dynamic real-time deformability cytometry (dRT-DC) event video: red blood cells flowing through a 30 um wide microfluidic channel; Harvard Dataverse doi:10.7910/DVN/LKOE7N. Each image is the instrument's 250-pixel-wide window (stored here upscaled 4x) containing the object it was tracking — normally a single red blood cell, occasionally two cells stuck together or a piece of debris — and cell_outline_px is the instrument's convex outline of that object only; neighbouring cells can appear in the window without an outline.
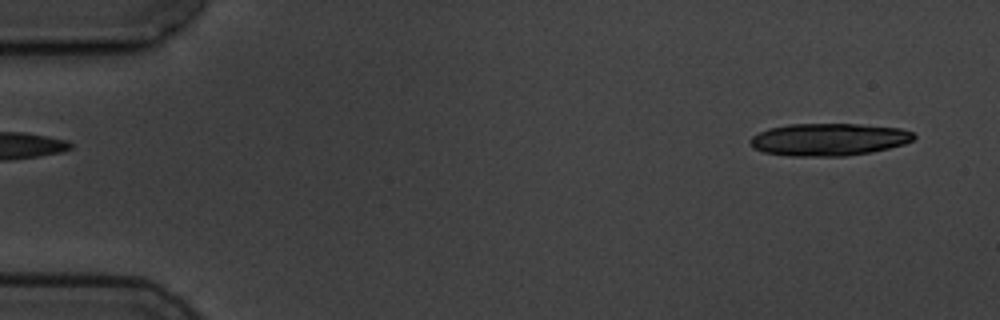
{"species": "common noctule bat (a hibernating species)", "species_latin": "Nyctalus noctula", "temperature_condition": "cold", "stored_images_in_passage": 5, "camera_frame_rate_fps": 3000, "um_per_image_px": 0.085, "animal": {"sex": "male", "body_mass_g": 19.5, "forearm_length_mm": 54.6}, "frame": {"image": 1, "passage_image": 1, "time_ms": 0.0, "image_size_px": [1000, 320], "cell_outline_px": [[916, 136], [912, 140], [904, 144], [872, 152], [844, 156], [788, 156], [764, 152], [752, 148], [748, 144], [748, 140], [752, 136], [768, 128], [788, 124], [860, 124], [900, 128], [912, 132]], "centroid_in_image_um": [70.4, 11.86], "position_along_channel_um": 14.6, "area_um2": 31.1}}